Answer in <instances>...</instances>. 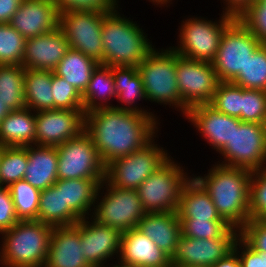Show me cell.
<instances>
[{
	"label": "cell",
	"instance_id": "6da1fadb",
	"mask_svg": "<svg viewBox=\"0 0 266 267\" xmlns=\"http://www.w3.org/2000/svg\"><path fill=\"white\" fill-rule=\"evenodd\" d=\"M157 119L131 110L99 108L85 113L84 131L94 141L107 167L114 160L149 144L158 133Z\"/></svg>",
	"mask_w": 266,
	"mask_h": 267
},
{
	"label": "cell",
	"instance_id": "7a4b0ae2",
	"mask_svg": "<svg viewBox=\"0 0 266 267\" xmlns=\"http://www.w3.org/2000/svg\"><path fill=\"white\" fill-rule=\"evenodd\" d=\"M209 173L194 178L209 193L219 215L240 230L250 219V179L252 171L216 164Z\"/></svg>",
	"mask_w": 266,
	"mask_h": 267
},
{
	"label": "cell",
	"instance_id": "3957f363",
	"mask_svg": "<svg viewBox=\"0 0 266 267\" xmlns=\"http://www.w3.org/2000/svg\"><path fill=\"white\" fill-rule=\"evenodd\" d=\"M117 9L120 8L108 12L103 19V65L138 67L154 46L140 25L121 16Z\"/></svg>",
	"mask_w": 266,
	"mask_h": 267
},
{
	"label": "cell",
	"instance_id": "277c9868",
	"mask_svg": "<svg viewBox=\"0 0 266 267\" xmlns=\"http://www.w3.org/2000/svg\"><path fill=\"white\" fill-rule=\"evenodd\" d=\"M53 227L41 221H18L1 233L2 267H44Z\"/></svg>",
	"mask_w": 266,
	"mask_h": 267
},
{
	"label": "cell",
	"instance_id": "5b68a950",
	"mask_svg": "<svg viewBox=\"0 0 266 267\" xmlns=\"http://www.w3.org/2000/svg\"><path fill=\"white\" fill-rule=\"evenodd\" d=\"M154 48L138 66L146 98L151 103L170 105L182 111V99L177 85L176 53Z\"/></svg>",
	"mask_w": 266,
	"mask_h": 267
},
{
	"label": "cell",
	"instance_id": "8992f818",
	"mask_svg": "<svg viewBox=\"0 0 266 267\" xmlns=\"http://www.w3.org/2000/svg\"><path fill=\"white\" fill-rule=\"evenodd\" d=\"M101 189L102 192L106 189V192L102 193ZM100 194H104L103 198ZM96 202L91 217L99 224L108 225L122 233L137 228L138 222L146 214L137 190L118 188L106 178L99 186Z\"/></svg>",
	"mask_w": 266,
	"mask_h": 267
},
{
	"label": "cell",
	"instance_id": "52a82bcc",
	"mask_svg": "<svg viewBox=\"0 0 266 267\" xmlns=\"http://www.w3.org/2000/svg\"><path fill=\"white\" fill-rule=\"evenodd\" d=\"M222 14L221 20L217 22L196 16L182 21L178 35L180 44L170 48L182 57L212 63L223 32L236 19L235 16L225 12Z\"/></svg>",
	"mask_w": 266,
	"mask_h": 267
},
{
	"label": "cell",
	"instance_id": "ba28073f",
	"mask_svg": "<svg viewBox=\"0 0 266 267\" xmlns=\"http://www.w3.org/2000/svg\"><path fill=\"white\" fill-rule=\"evenodd\" d=\"M171 158L136 189L146 213L178 210L180 192L191 176Z\"/></svg>",
	"mask_w": 266,
	"mask_h": 267
},
{
	"label": "cell",
	"instance_id": "9c48e42d",
	"mask_svg": "<svg viewBox=\"0 0 266 267\" xmlns=\"http://www.w3.org/2000/svg\"><path fill=\"white\" fill-rule=\"evenodd\" d=\"M224 161L219 165L257 171L266 167V124L239 120L233 135L219 152Z\"/></svg>",
	"mask_w": 266,
	"mask_h": 267
},
{
	"label": "cell",
	"instance_id": "30bf717a",
	"mask_svg": "<svg viewBox=\"0 0 266 267\" xmlns=\"http://www.w3.org/2000/svg\"><path fill=\"white\" fill-rule=\"evenodd\" d=\"M58 180L96 179L105 180L106 167L91 137L83 131L76 138L58 145Z\"/></svg>",
	"mask_w": 266,
	"mask_h": 267
},
{
	"label": "cell",
	"instance_id": "8fae6325",
	"mask_svg": "<svg viewBox=\"0 0 266 267\" xmlns=\"http://www.w3.org/2000/svg\"><path fill=\"white\" fill-rule=\"evenodd\" d=\"M262 42L236 18L223 32L212 61L219 82H231Z\"/></svg>",
	"mask_w": 266,
	"mask_h": 267
},
{
	"label": "cell",
	"instance_id": "7c38bea8",
	"mask_svg": "<svg viewBox=\"0 0 266 267\" xmlns=\"http://www.w3.org/2000/svg\"><path fill=\"white\" fill-rule=\"evenodd\" d=\"M154 141L155 139L144 148L111 162L106 167L105 178L118 188L136 190L171 157L167 150Z\"/></svg>",
	"mask_w": 266,
	"mask_h": 267
},
{
	"label": "cell",
	"instance_id": "4fadbf2b",
	"mask_svg": "<svg viewBox=\"0 0 266 267\" xmlns=\"http://www.w3.org/2000/svg\"><path fill=\"white\" fill-rule=\"evenodd\" d=\"M176 77L184 116L190 108L210 103L219 83L211 62L188 59L177 53Z\"/></svg>",
	"mask_w": 266,
	"mask_h": 267
},
{
	"label": "cell",
	"instance_id": "5bb4252c",
	"mask_svg": "<svg viewBox=\"0 0 266 267\" xmlns=\"http://www.w3.org/2000/svg\"><path fill=\"white\" fill-rule=\"evenodd\" d=\"M108 12L67 11L59 14V27L68 41L69 48L81 51L103 65L101 31Z\"/></svg>",
	"mask_w": 266,
	"mask_h": 267
},
{
	"label": "cell",
	"instance_id": "9a60e30c",
	"mask_svg": "<svg viewBox=\"0 0 266 267\" xmlns=\"http://www.w3.org/2000/svg\"><path fill=\"white\" fill-rule=\"evenodd\" d=\"M239 230L231 227L221 238L198 239L181 235L171 265L212 266L233 250Z\"/></svg>",
	"mask_w": 266,
	"mask_h": 267
},
{
	"label": "cell",
	"instance_id": "2e32d148",
	"mask_svg": "<svg viewBox=\"0 0 266 267\" xmlns=\"http://www.w3.org/2000/svg\"><path fill=\"white\" fill-rule=\"evenodd\" d=\"M85 128L84 109L36 112V145L57 147L79 136Z\"/></svg>",
	"mask_w": 266,
	"mask_h": 267
},
{
	"label": "cell",
	"instance_id": "e0dca14e",
	"mask_svg": "<svg viewBox=\"0 0 266 267\" xmlns=\"http://www.w3.org/2000/svg\"><path fill=\"white\" fill-rule=\"evenodd\" d=\"M88 220L89 217L80 219L82 254L92 267H106L109 258L117 254L119 257L122 232L99 224L92 217Z\"/></svg>",
	"mask_w": 266,
	"mask_h": 267
},
{
	"label": "cell",
	"instance_id": "ac0fdd59",
	"mask_svg": "<svg viewBox=\"0 0 266 267\" xmlns=\"http://www.w3.org/2000/svg\"><path fill=\"white\" fill-rule=\"evenodd\" d=\"M9 24L26 39L36 37L59 27V11L52 0H23Z\"/></svg>",
	"mask_w": 266,
	"mask_h": 267
},
{
	"label": "cell",
	"instance_id": "d6986e66",
	"mask_svg": "<svg viewBox=\"0 0 266 267\" xmlns=\"http://www.w3.org/2000/svg\"><path fill=\"white\" fill-rule=\"evenodd\" d=\"M202 134L207 143L219 152L233 135L237 117L223 114L210 103L199 104L190 108L185 116Z\"/></svg>",
	"mask_w": 266,
	"mask_h": 267
},
{
	"label": "cell",
	"instance_id": "ffe728a7",
	"mask_svg": "<svg viewBox=\"0 0 266 267\" xmlns=\"http://www.w3.org/2000/svg\"><path fill=\"white\" fill-rule=\"evenodd\" d=\"M68 49V41L58 27L54 31L26 39L22 65L28 69L53 72Z\"/></svg>",
	"mask_w": 266,
	"mask_h": 267
},
{
	"label": "cell",
	"instance_id": "44dd1931",
	"mask_svg": "<svg viewBox=\"0 0 266 267\" xmlns=\"http://www.w3.org/2000/svg\"><path fill=\"white\" fill-rule=\"evenodd\" d=\"M82 253L80 220L72 226L53 227L44 267H92Z\"/></svg>",
	"mask_w": 266,
	"mask_h": 267
},
{
	"label": "cell",
	"instance_id": "7402d4cb",
	"mask_svg": "<svg viewBox=\"0 0 266 267\" xmlns=\"http://www.w3.org/2000/svg\"><path fill=\"white\" fill-rule=\"evenodd\" d=\"M117 260L136 267H171V257L137 228L122 233Z\"/></svg>",
	"mask_w": 266,
	"mask_h": 267
},
{
	"label": "cell",
	"instance_id": "603a6c76",
	"mask_svg": "<svg viewBox=\"0 0 266 267\" xmlns=\"http://www.w3.org/2000/svg\"><path fill=\"white\" fill-rule=\"evenodd\" d=\"M137 229L170 257L174 254L182 235L177 212L146 213L138 222Z\"/></svg>",
	"mask_w": 266,
	"mask_h": 267
},
{
	"label": "cell",
	"instance_id": "cb8c5ba5",
	"mask_svg": "<svg viewBox=\"0 0 266 267\" xmlns=\"http://www.w3.org/2000/svg\"><path fill=\"white\" fill-rule=\"evenodd\" d=\"M28 164L24 180L42 191L58 180V151L54 146H27Z\"/></svg>",
	"mask_w": 266,
	"mask_h": 267
},
{
	"label": "cell",
	"instance_id": "d4e9b609",
	"mask_svg": "<svg viewBox=\"0 0 266 267\" xmlns=\"http://www.w3.org/2000/svg\"><path fill=\"white\" fill-rule=\"evenodd\" d=\"M177 213L180 220H223L209 193L193 176L180 192Z\"/></svg>",
	"mask_w": 266,
	"mask_h": 267
},
{
	"label": "cell",
	"instance_id": "484cf974",
	"mask_svg": "<svg viewBox=\"0 0 266 267\" xmlns=\"http://www.w3.org/2000/svg\"><path fill=\"white\" fill-rule=\"evenodd\" d=\"M28 108L14 110L0 122V145L25 147L36 145V112Z\"/></svg>",
	"mask_w": 266,
	"mask_h": 267
},
{
	"label": "cell",
	"instance_id": "4316f807",
	"mask_svg": "<svg viewBox=\"0 0 266 267\" xmlns=\"http://www.w3.org/2000/svg\"><path fill=\"white\" fill-rule=\"evenodd\" d=\"M111 71L114 76L116 99L121 102L120 106H113L117 109L131 110L143 114H149L153 118L156 116L152 112H147L136 105L137 100H146V94L143 86L141 76L138 72L137 66H111ZM136 100V101H135ZM136 102V104H135ZM125 104V107H124ZM135 104V105H133ZM123 105V106H122ZM128 105V106H127Z\"/></svg>",
	"mask_w": 266,
	"mask_h": 267
},
{
	"label": "cell",
	"instance_id": "83f0119b",
	"mask_svg": "<svg viewBox=\"0 0 266 267\" xmlns=\"http://www.w3.org/2000/svg\"><path fill=\"white\" fill-rule=\"evenodd\" d=\"M54 185L63 188L64 207H70L81 219L92 215L100 186L96 179L57 180Z\"/></svg>",
	"mask_w": 266,
	"mask_h": 267
},
{
	"label": "cell",
	"instance_id": "f1b7e54d",
	"mask_svg": "<svg viewBox=\"0 0 266 267\" xmlns=\"http://www.w3.org/2000/svg\"><path fill=\"white\" fill-rule=\"evenodd\" d=\"M80 219L70 207H64L63 188L52 185L40 192L38 221L61 227L75 225Z\"/></svg>",
	"mask_w": 266,
	"mask_h": 267
},
{
	"label": "cell",
	"instance_id": "f546056e",
	"mask_svg": "<svg viewBox=\"0 0 266 267\" xmlns=\"http://www.w3.org/2000/svg\"><path fill=\"white\" fill-rule=\"evenodd\" d=\"M98 65L96 60L81 51L69 48L53 73L69 82L82 95Z\"/></svg>",
	"mask_w": 266,
	"mask_h": 267
},
{
	"label": "cell",
	"instance_id": "4dcf8cb0",
	"mask_svg": "<svg viewBox=\"0 0 266 267\" xmlns=\"http://www.w3.org/2000/svg\"><path fill=\"white\" fill-rule=\"evenodd\" d=\"M113 97H117V94L111 66L99 64L82 94L84 113L99 108L113 107L110 102L108 103Z\"/></svg>",
	"mask_w": 266,
	"mask_h": 267
},
{
	"label": "cell",
	"instance_id": "1f68e13d",
	"mask_svg": "<svg viewBox=\"0 0 266 267\" xmlns=\"http://www.w3.org/2000/svg\"><path fill=\"white\" fill-rule=\"evenodd\" d=\"M51 80V71L25 69L24 95L26 108L34 112L54 109Z\"/></svg>",
	"mask_w": 266,
	"mask_h": 267
},
{
	"label": "cell",
	"instance_id": "d6a6232c",
	"mask_svg": "<svg viewBox=\"0 0 266 267\" xmlns=\"http://www.w3.org/2000/svg\"><path fill=\"white\" fill-rule=\"evenodd\" d=\"M25 69L23 65H0V99L11 111L26 108Z\"/></svg>",
	"mask_w": 266,
	"mask_h": 267
},
{
	"label": "cell",
	"instance_id": "836d02e7",
	"mask_svg": "<svg viewBox=\"0 0 266 267\" xmlns=\"http://www.w3.org/2000/svg\"><path fill=\"white\" fill-rule=\"evenodd\" d=\"M18 221H38L40 190L24 179L9 187Z\"/></svg>",
	"mask_w": 266,
	"mask_h": 267
},
{
	"label": "cell",
	"instance_id": "e575fe53",
	"mask_svg": "<svg viewBox=\"0 0 266 267\" xmlns=\"http://www.w3.org/2000/svg\"><path fill=\"white\" fill-rule=\"evenodd\" d=\"M231 83L246 89L266 91V44H261L249 55L244 69Z\"/></svg>",
	"mask_w": 266,
	"mask_h": 267
},
{
	"label": "cell",
	"instance_id": "d590c367",
	"mask_svg": "<svg viewBox=\"0 0 266 267\" xmlns=\"http://www.w3.org/2000/svg\"><path fill=\"white\" fill-rule=\"evenodd\" d=\"M28 156L25 147H3L0 164V185L9 187L22 180L27 169Z\"/></svg>",
	"mask_w": 266,
	"mask_h": 267
},
{
	"label": "cell",
	"instance_id": "8d00e7d4",
	"mask_svg": "<svg viewBox=\"0 0 266 267\" xmlns=\"http://www.w3.org/2000/svg\"><path fill=\"white\" fill-rule=\"evenodd\" d=\"M26 38L10 24H0V65H22Z\"/></svg>",
	"mask_w": 266,
	"mask_h": 267
},
{
	"label": "cell",
	"instance_id": "74e56055",
	"mask_svg": "<svg viewBox=\"0 0 266 267\" xmlns=\"http://www.w3.org/2000/svg\"><path fill=\"white\" fill-rule=\"evenodd\" d=\"M210 104L223 114L241 120V87L231 82H219Z\"/></svg>",
	"mask_w": 266,
	"mask_h": 267
},
{
	"label": "cell",
	"instance_id": "f35d334b",
	"mask_svg": "<svg viewBox=\"0 0 266 267\" xmlns=\"http://www.w3.org/2000/svg\"><path fill=\"white\" fill-rule=\"evenodd\" d=\"M241 121L266 124V91L241 87Z\"/></svg>",
	"mask_w": 266,
	"mask_h": 267
},
{
	"label": "cell",
	"instance_id": "ab89813d",
	"mask_svg": "<svg viewBox=\"0 0 266 267\" xmlns=\"http://www.w3.org/2000/svg\"><path fill=\"white\" fill-rule=\"evenodd\" d=\"M182 235L198 239L221 238L232 226L225 220H180Z\"/></svg>",
	"mask_w": 266,
	"mask_h": 267
},
{
	"label": "cell",
	"instance_id": "60d3db41",
	"mask_svg": "<svg viewBox=\"0 0 266 267\" xmlns=\"http://www.w3.org/2000/svg\"><path fill=\"white\" fill-rule=\"evenodd\" d=\"M52 95L54 109L74 110L83 109L82 95L65 79L52 72Z\"/></svg>",
	"mask_w": 266,
	"mask_h": 267
},
{
	"label": "cell",
	"instance_id": "b9f144b4",
	"mask_svg": "<svg viewBox=\"0 0 266 267\" xmlns=\"http://www.w3.org/2000/svg\"><path fill=\"white\" fill-rule=\"evenodd\" d=\"M249 198L250 219L266 220V167L252 171Z\"/></svg>",
	"mask_w": 266,
	"mask_h": 267
},
{
	"label": "cell",
	"instance_id": "7bdbcfd3",
	"mask_svg": "<svg viewBox=\"0 0 266 267\" xmlns=\"http://www.w3.org/2000/svg\"><path fill=\"white\" fill-rule=\"evenodd\" d=\"M237 18L262 44H266V3L263 0H255Z\"/></svg>",
	"mask_w": 266,
	"mask_h": 267
},
{
	"label": "cell",
	"instance_id": "ee69618b",
	"mask_svg": "<svg viewBox=\"0 0 266 267\" xmlns=\"http://www.w3.org/2000/svg\"><path fill=\"white\" fill-rule=\"evenodd\" d=\"M60 13L67 11L110 12L118 8V0H52Z\"/></svg>",
	"mask_w": 266,
	"mask_h": 267
},
{
	"label": "cell",
	"instance_id": "f6af8a7d",
	"mask_svg": "<svg viewBox=\"0 0 266 267\" xmlns=\"http://www.w3.org/2000/svg\"><path fill=\"white\" fill-rule=\"evenodd\" d=\"M239 237L253 250L266 252V220L249 219L239 230Z\"/></svg>",
	"mask_w": 266,
	"mask_h": 267
},
{
	"label": "cell",
	"instance_id": "bcb514c9",
	"mask_svg": "<svg viewBox=\"0 0 266 267\" xmlns=\"http://www.w3.org/2000/svg\"><path fill=\"white\" fill-rule=\"evenodd\" d=\"M18 222L10 190L0 185V234Z\"/></svg>",
	"mask_w": 266,
	"mask_h": 267
},
{
	"label": "cell",
	"instance_id": "7dc6e473",
	"mask_svg": "<svg viewBox=\"0 0 266 267\" xmlns=\"http://www.w3.org/2000/svg\"><path fill=\"white\" fill-rule=\"evenodd\" d=\"M233 249L238 253L242 267H266V252L253 250L240 237L235 241Z\"/></svg>",
	"mask_w": 266,
	"mask_h": 267
},
{
	"label": "cell",
	"instance_id": "c3c4849f",
	"mask_svg": "<svg viewBox=\"0 0 266 267\" xmlns=\"http://www.w3.org/2000/svg\"><path fill=\"white\" fill-rule=\"evenodd\" d=\"M23 0H0V24H9Z\"/></svg>",
	"mask_w": 266,
	"mask_h": 267
},
{
	"label": "cell",
	"instance_id": "681fc988",
	"mask_svg": "<svg viewBox=\"0 0 266 267\" xmlns=\"http://www.w3.org/2000/svg\"><path fill=\"white\" fill-rule=\"evenodd\" d=\"M225 1L223 12L239 17L255 0H223Z\"/></svg>",
	"mask_w": 266,
	"mask_h": 267
},
{
	"label": "cell",
	"instance_id": "f907efd6",
	"mask_svg": "<svg viewBox=\"0 0 266 267\" xmlns=\"http://www.w3.org/2000/svg\"><path fill=\"white\" fill-rule=\"evenodd\" d=\"M210 267H242L238 253L233 249L225 257Z\"/></svg>",
	"mask_w": 266,
	"mask_h": 267
},
{
	"label": "cell",
	"instance_id": "816d5d0a",
	"mask_svg": "<svg viewBox=\"0 0 266 267\" xmlns=\"http://www.w3.org/2000/svg\"><path fill=\"white\" fill-rule=\"evenodd\" d=\"M11 110L3 103V101L0 99V122L3 120V118L9 114Z\"/></svg>",
	"mask_w": 266,
	"mask_h": 267
},
{
	"label": "cell",
	"instance_id": "f5cc1de1",
	"mask_svg": "<svg viewBox=\"0 0 266 267\" xmlns=\"http://www.w3.org/2000/svg\"><path fill=\"white\" fill-rule=\"evenodd\" d=\"M171 1H172V0H150V2H152L154 5H155V4H156L157 6L160 5V7H161V6L164 7L165 4H166V6H167V4L170 3Z\"/></svg>",
	"mask_w": 266,
	"mask_h": 267
},
{
	"label": "cell",
	"instance_id": "db71d44e",
	"mask_svg": "<svg viewBox=\"0 0 266 267\" xmlns=\"http://www.w3.org/2000/svg\"><path fill=\"white\" fill-rule=\"evenodd\" d=\"M112 267H136V266L131 265V264L123 263L122 261L119 260L118 261V265L117 264H114V266L112 265Z\"/></svg>",
	"mask_w": 266,
	"mask_h": 267
},
{
	"label": "cell",
	"instance_id": "11a10c76",
	"mask_svg": "<svg viewBox=\"0 0 266 267\" xmlns=\"http://www.w3.org/2000/svg\"><path fill=\"white\" fill-rule=\"evenodd\" d=\"M171 267H210V266H184V265H171Z\"/></svg>",
	"mask_w": 266,
	"mask_h": 267
},
{
	"label": "cell",
	"instance_id": "9f6ffc18",
	"mask_svg": "<svg viewBox=\"0 0 266 267\" xmlns=\"http://www.w3.org/2000/svg\"><path fill=\"white\" fill-rule=\"evenodd\" d=\"M1 153H2V146L0 145V164H1Z\"/></svg>",
	"mask_w": 266,
	"mask_h": 267
}]
</instances>
